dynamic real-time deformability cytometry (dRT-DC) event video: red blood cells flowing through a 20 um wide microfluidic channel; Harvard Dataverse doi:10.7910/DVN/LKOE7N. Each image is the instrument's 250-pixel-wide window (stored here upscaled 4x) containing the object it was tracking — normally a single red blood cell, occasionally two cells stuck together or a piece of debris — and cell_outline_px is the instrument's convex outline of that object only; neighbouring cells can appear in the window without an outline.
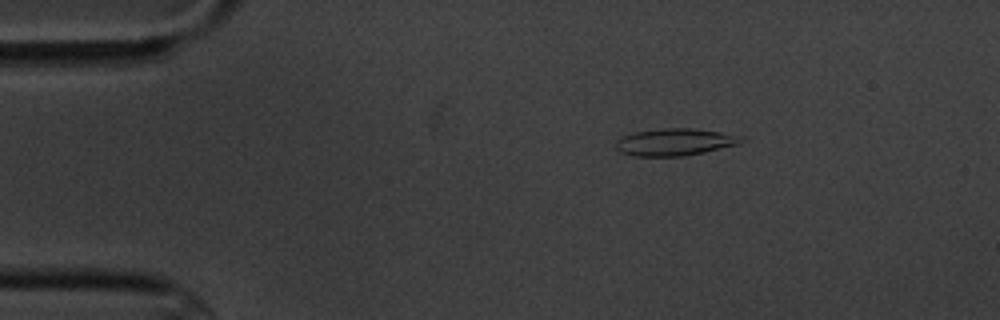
{"species": "common noctule bat (a hibernating species)", "species_latin": "Nyctalus noctula", "temperature_condition": "cold", "stored_images_in_passage": 4, "camera_frame_rate_fps": 3000, "um_per_image_px": 0.085, "animal": {"sex": "male", "body_mass_g": 20.1, "forearm_length_mm": 53.5}, "frame": {"image": 1, "passage_image": 2, "time_ms": 1.0, "image_size_px": [1000, 320], "cell_outline_px": [[744, 140], [740, 144], [704, 152], [684, 156], [632, 156], [620, 152], [616, 148], [616, 140], [624, 136], [636, 132], [664, 128], [692, 128], [720, 132]], "centroid_in_image_um": [57.3, 12.09], "position_along_channel_um": 27.7, "area_um2": 19.48}}